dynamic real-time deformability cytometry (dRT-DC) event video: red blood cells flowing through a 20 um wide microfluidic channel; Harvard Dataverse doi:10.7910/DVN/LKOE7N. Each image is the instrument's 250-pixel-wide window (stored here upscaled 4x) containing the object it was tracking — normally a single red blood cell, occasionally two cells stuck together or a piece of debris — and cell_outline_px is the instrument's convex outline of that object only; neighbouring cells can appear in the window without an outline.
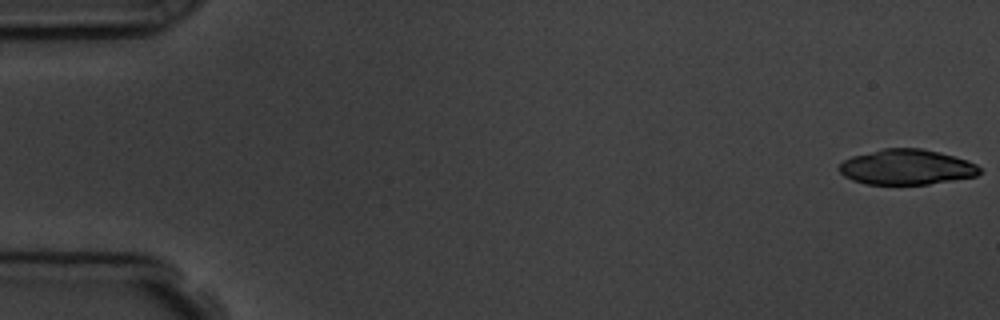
{"species": "common noctule bat (a hibernating species)", "species_latin": "Nyctalus noctula", "temperature_condition": "room temperature", "stored_images_in_passage": 3, "camera_frame_rate_fps": 3000, "um_per_image_px": 0.085, "animal": {"sex": "male", "body_mass_g": 19.5, "forearm_length_mm": 54.6}, "frame": {"image": 1, "passage_image": 1, "time_ms": 0.0, "image_size_px": [1000, 320], "cell_outline_px": [[980, 172], [976, 176], [928, 184], [864, 184], [852, 180], [844, 176], [840, 172], [840, 164], [844, 160], [852, 156], [884, 148], [920, 148], [968, 160], [976, 164], [980, 168]], "centroid_in_image_um": [77.04, 14.2], "position_along_channel_um": 8.0, "area_um2": 28.61}}